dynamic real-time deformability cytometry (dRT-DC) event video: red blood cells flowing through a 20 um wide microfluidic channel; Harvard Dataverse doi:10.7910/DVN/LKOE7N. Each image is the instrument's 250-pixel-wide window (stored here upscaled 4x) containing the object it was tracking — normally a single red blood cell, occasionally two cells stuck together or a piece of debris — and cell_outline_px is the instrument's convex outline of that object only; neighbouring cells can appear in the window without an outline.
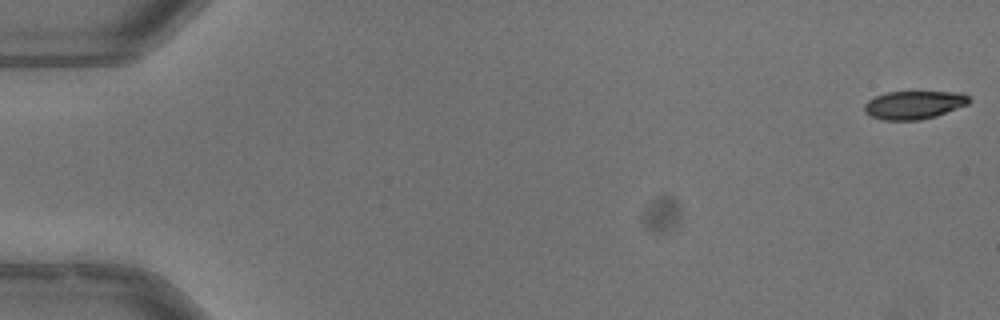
{"species": "common noctule bat (a hibernating species)", "species_latin": "Nyctalus noctula", "temperature_condition": "warm", "stored_images_in_passage": 53, "camera_frame_rate_fps": 3000, "um_per_image_px": 0.085, "animal": {"sex": "male", "body_mass_g": 13.3}, "frame": {"image": 1, "passage_image": 1, "time_ms": 0.0, "image_size_px": [1000, 320], "cell_outline_px": [[972, 100], [968, 104], [936, 116], [920, 120], [884, 120], [872, 116], [864, 112], [864, 104], [868, 100], [876, 96], [888, 92], [964, 92]], "centroid_in_image_um": [77.71, 8.91], "position_along_channel_um": 7.3, "area_um2": 17.22}}
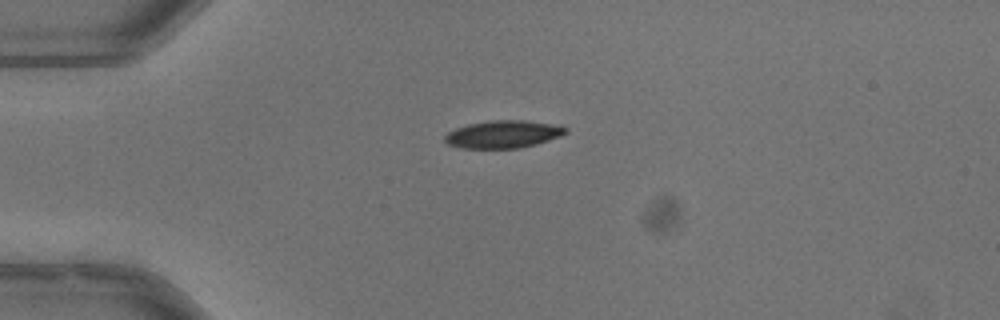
{"frame": {"image": 2, "passage_image": 14, "time_ms": 4.333, "image_size_px": [1000, 320], "cell_outline_px": [[568, 132], [560, 136], [536, 144], [520, 148], [460, 148], [448, 144], [444, 140], [444, 136], [448, 132], [456, 128], [468, 124], [488, 120], [524, 120], [560, 124], [568, 128]], "centroid_in_image_um": [42.8, 11.4], "position_along_channel_um": 42.2, "area_um2": 19.65}}
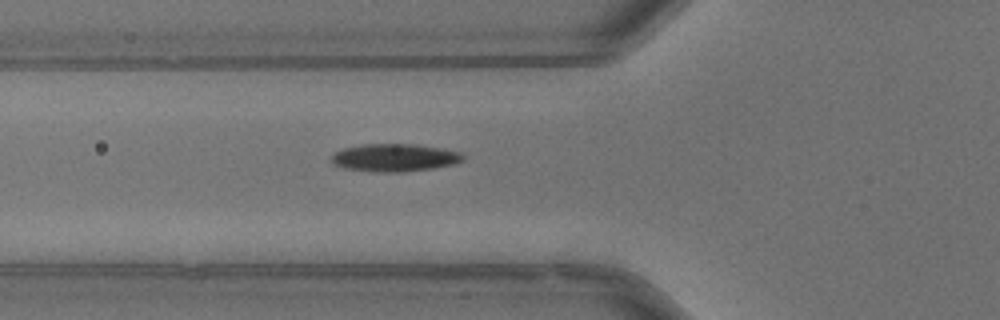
{"frame": {"image": 3, "passage_image": 20, "time_ms": 6.333, "image_size_px": [1000, 320], "cell_outline_px": [[464, 160], [456, 164], [432, 168], [400, 172], [372, 172], [344, 168], [332, 164], [332, 152], [344, 148], [360, 144], [416, 144], [440, 148], [460, 152], [464, 156]], "centroid_in_image_um": [33.51, 13.4], "position_along_channel_um": 92.3, "area_um2": 21.44}, "authors_computed_cell_mechanics": {"area_um2": 19.941, "velocity_mm_per_s": 3.9807, "shape_relaxation_time_tau1_ms": 3.9325, "shape_relaxation_time_tau2_ms": null, "deformation_change_tau1": 0.1679, "deformation_change_tau2": null}}